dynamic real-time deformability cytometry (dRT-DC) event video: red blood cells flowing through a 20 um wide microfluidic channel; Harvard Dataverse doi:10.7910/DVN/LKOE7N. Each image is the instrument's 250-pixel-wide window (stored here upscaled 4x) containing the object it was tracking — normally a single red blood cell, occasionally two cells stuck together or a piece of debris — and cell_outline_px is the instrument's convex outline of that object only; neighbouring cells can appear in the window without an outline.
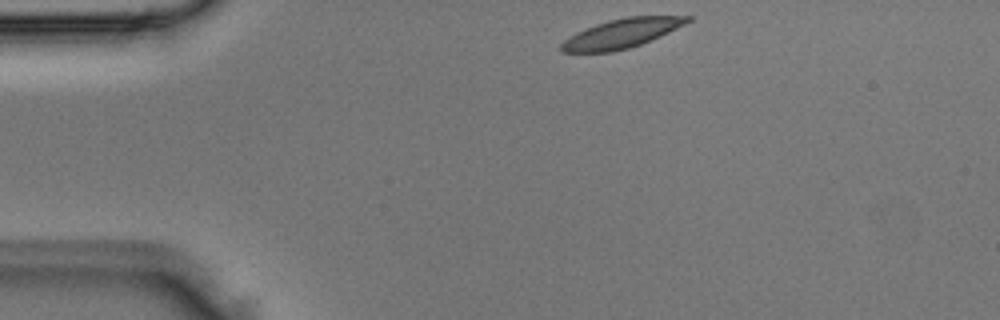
{"species": "Egyptian fruit bat (a non-hibernating species)", "species_latin": "Rousettus aegyptiacus", "temperature_condition": "room temperature", "stored_images_in_passage": 2, "camera_frame_rate_fps": 3000, "um_per_image_px": 0.085, "animal": {"sex": "male"}, "frame": {"image": 1, "passage_image": 1, "time_ms": 0.0, "image_size_px": [1000, 320], "cell_outline_px": [[692, 20], [652, 40], [628, 48], [612, 52], [560, 52], [560, 44], [564, 40], [576, 32], [596, 24], [608, 20], [628, 16], [692, 16]], "centroid_in_image_um": [52.81, 2.84], "position_along_channel_um": 32.2, "area_um2": 21.33}}